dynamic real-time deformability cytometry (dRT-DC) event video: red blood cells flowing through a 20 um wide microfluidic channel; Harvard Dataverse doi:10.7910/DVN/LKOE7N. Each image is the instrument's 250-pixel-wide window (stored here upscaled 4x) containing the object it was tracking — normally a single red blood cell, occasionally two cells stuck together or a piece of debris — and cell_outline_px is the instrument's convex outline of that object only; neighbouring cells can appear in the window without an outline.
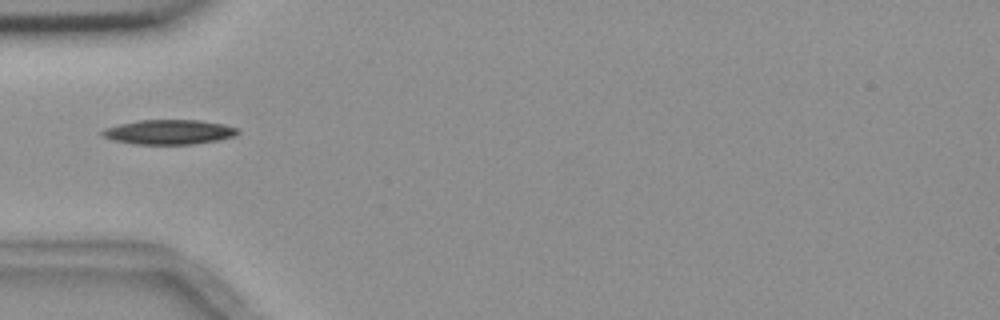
{"species": "common noctule bat (a hibernating species)", "species_latin": "Nyctalus noctula", "temperature_condition": "room temperature", "stored_images_in_passage": 1, "camera_frame_rate_fps": 3000, "um_per_image_px": 0.085, "animal": {"sex": "female", "body_mass_g": 18.4}, "frame": {"image": 1, "passage_image": 1, "time_ms": 0.0, "image_size_px": [1000, 320], "cell_outline_px": [[240, 132], [232, 136], [216, 140], [192, 144], [136, 144], [116, 140], [100, 136], [100, 132], [104, 128], [120, 124], [140, 120], [200, 120], [220, 124], [236, 128]], "centroid_in_image_um": [14.31, 11.22], "position_along_channel_um": 70.7, "area_um2": 19.13}}